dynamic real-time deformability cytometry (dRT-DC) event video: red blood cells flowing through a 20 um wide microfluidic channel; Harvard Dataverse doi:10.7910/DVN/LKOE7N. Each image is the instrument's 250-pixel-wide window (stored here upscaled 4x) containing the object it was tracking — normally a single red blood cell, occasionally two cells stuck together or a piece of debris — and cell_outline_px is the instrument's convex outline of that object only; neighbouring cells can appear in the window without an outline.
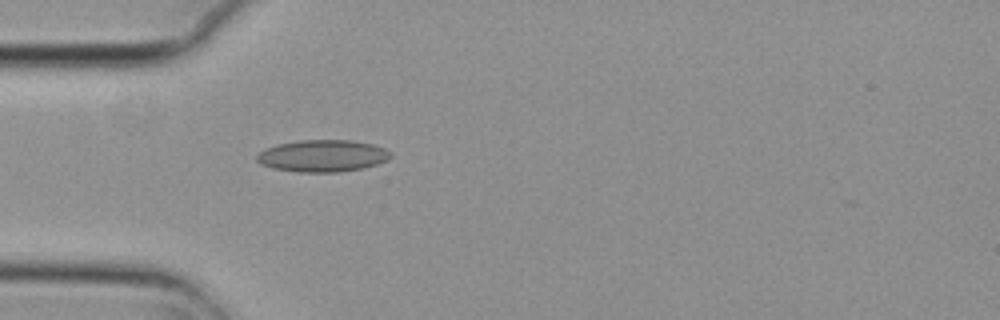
{"species": "common noctule bat (a hibernating species)", "species_latin": "Nyctalus noctula", "temperature_condition": "cold", "stored_images_in_passage": 1, "camera_frame_rate_fps": 3000, "um_per_image_px": 0.085, "animal": {"sex": "female", "body_mass_g": 29.2, "forearm_length_mm": 56.3}, "frame": {"image": 1, "passage_image": 1, "time_ms": 0.0, "image_size_px": [1000, 320], "cell_outline_px": [[392, 156], [388, 160], [364, 168], [340, 172], [296, 172], [272, 168], [260, 164], [256, 160], [256, 156], [264, 148], [276, 144], [300, 140], [352, 140], [372, 144], [384, 148], [392, 152]], "centroid_in_image_um": [27.41, 13.25], "position_along_channel_um": 57.6, "area_um2": 25.2}}